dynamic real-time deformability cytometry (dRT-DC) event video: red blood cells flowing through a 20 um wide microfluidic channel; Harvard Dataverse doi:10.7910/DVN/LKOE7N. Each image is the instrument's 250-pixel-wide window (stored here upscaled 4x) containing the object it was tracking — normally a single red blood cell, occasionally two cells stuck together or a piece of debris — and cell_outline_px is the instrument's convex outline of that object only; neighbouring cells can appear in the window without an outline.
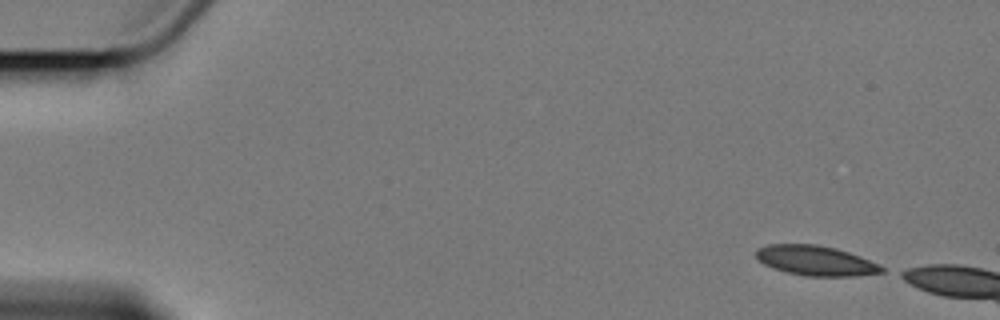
{"species": "Egyptian fruit bat (a non-hibernating species)", "species_latin": "Rousettus aegyptiacus", "temperature_condition": "cold", "stored_images_in_passage": 5, "camera_frame_rate_fps": 3000, "um_per_image_px": 0.085, "animal": {"sex": "female"}, "frame": {"image": 1, "passage_image": 1, "time_ms": 0.0, "image_size_px": [1000, 320], "cell_outline_px": [[884, 272], [856, 276], [808, 276], [788, 272], [772, 268], [764, 264], [756, 256], [756, 248], [768, 244], [816, 244], [836, 248], [860, 256], [884, 268]], "centroid_in_image_um": [69.31, 22.14], "position_along_channel_um": 15.7, "area_um2": 21.73}}
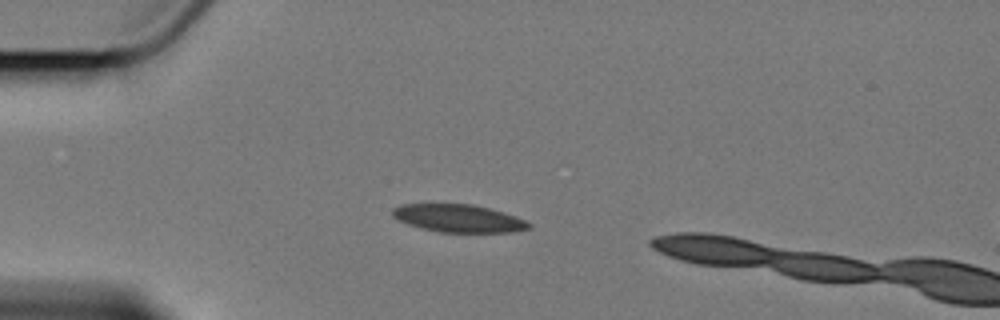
{"frame": {"image": 2, "passage_image": 4, "time_ms": 3.667, "image_size_px": [1000, 320], "cell_outline_px": [[532, 228], [512, 232], [440, 232], [408, 224], [392, 216], [392, 208], [400, 204], [472, 204], [504, 212], [516, 216], [532, 224]], "centroid_in_image_um": [39.0, 18.55], "position_along_channel_um": 46.0, "area_um2": 21.96}}